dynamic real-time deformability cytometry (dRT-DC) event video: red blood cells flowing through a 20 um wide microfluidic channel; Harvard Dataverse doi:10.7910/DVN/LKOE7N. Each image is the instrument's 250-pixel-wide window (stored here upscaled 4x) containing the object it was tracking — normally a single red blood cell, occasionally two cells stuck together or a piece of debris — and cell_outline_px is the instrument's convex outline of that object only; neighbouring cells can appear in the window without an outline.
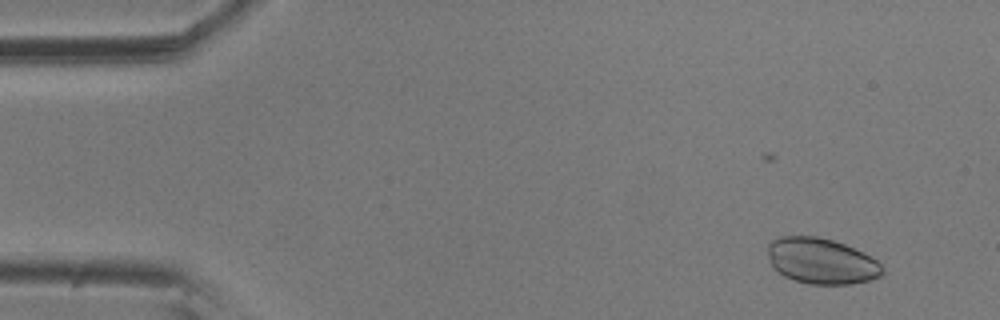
{"species": "common noctule bat (a hibernating species)", "species_latin": "Nyctalus noctula", "temperature_condition": "room temperature", "stored_images_in_passage": 7, "camera_frame_rate_fps": 3000, "um_per_image_px": 0.085, "animal": {"sex": "male", "body_mass_g": 20.5, "forearm_length_mm": 52.5}, "frame": {"image": 1, "passage_image": 2, "time_ms": 0.333, "image_size_px": [1000, 320], "cell_outline_px": [[884, 272], [880, 276], [868, 280], [852, 284], [808, 284], [792, 280], [776, 272], [772, 268], [768, 256], [768, 244], [772, 240], [780, 236], [816, 236], [832, 240], [844, 244], [864, 252], [872, 256], [884, 268]], "centroid_in_image_um": [69.8, 22.19], "position_along_channel_um": 15.2, "area_um2": 30.92}}
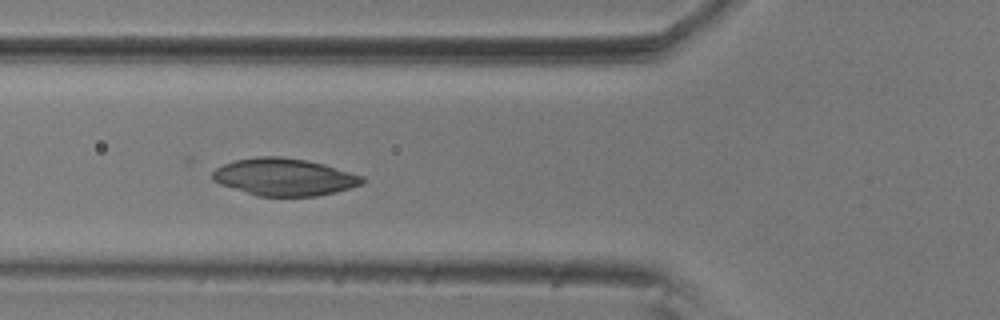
{"frame": {"image": 2, "passage_image": 6, "time_ms": 1.667, "image_size_px": [1000, 320], "cell_outline_px": [[364, 180], [360, 184], [336, 192], [316, 196], [256, 196], [220, 184], [212, 180], [212, 172], [216, 168], [224, 164], [236, 160], [256, 156], [280, 156], [304, 160], [324, 164], [364, 176]], "centroid_in_image_um": [24.13, 15.04], "position_along_channel_um": 101.7, "area_um2": 32.43}}
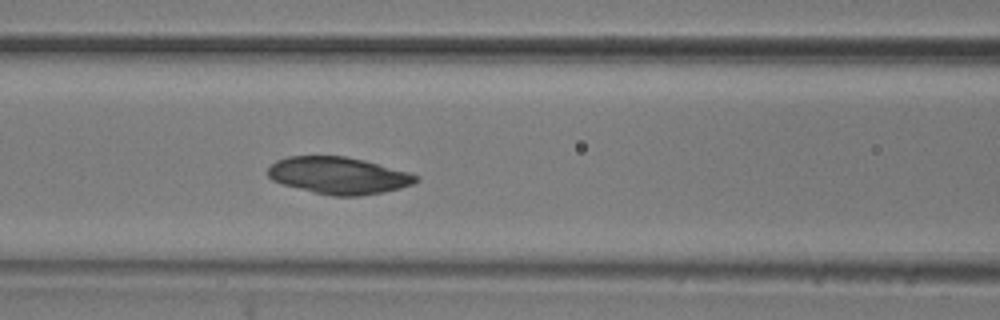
{"frame": {"image": 3, "passage_image": 7, "time_ms": 2.0, "image_size_px": [1000, 320], "cell_outline_px": [[420, 180], [412, 184], [400, 188], [384, 192], [360, 196], [332, 196], [284, 184], [272, 180], [268, 176], [268, 168], [276, 160], [288, 156], [344, 156], [364, 160], [408, 172], [420, 176]], "centroid_in_image_um": [28.8, 14.91], "position_along_channel_um": 137.8, "area_um2": 31.73}}